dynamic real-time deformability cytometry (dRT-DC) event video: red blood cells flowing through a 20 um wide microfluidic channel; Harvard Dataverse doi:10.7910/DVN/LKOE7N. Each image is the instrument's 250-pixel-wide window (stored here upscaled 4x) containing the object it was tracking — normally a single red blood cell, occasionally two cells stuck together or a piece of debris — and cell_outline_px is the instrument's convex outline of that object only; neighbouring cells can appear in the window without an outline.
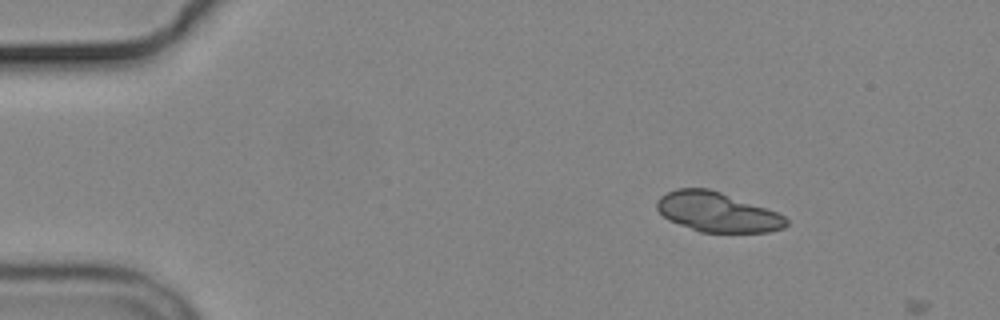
{"species": "common noctule bat (a hibernating species)", "species_latin": "Nyctalus noctula", "temperature_condition": "cold", "stored_images_in_passage": 2, "camera_frame_rate_fps": 3000, "um_per_image_px": 0.085, "animal": {"sex": "male", "body_mass_g": 19.2, "forearm_length_mm": 51.8}, "frame": {"image": 1, "passage_image": 1, "time_ms": 0.0, "image_size_px": [1000, 320], "cell_outline_px": [[788, 224], [784, 228], [768, 232], [700, 232], [668, 220], [656, 208], [656, 200], [660, 196], [676, 188], [708, 188], [720, 192], [776, 212], [784, 216], [788, 220]], "centroid_in_image_um": [60.94, 18.03], "position_along_channel_um": 24.1, "area_um2": 29.65}}